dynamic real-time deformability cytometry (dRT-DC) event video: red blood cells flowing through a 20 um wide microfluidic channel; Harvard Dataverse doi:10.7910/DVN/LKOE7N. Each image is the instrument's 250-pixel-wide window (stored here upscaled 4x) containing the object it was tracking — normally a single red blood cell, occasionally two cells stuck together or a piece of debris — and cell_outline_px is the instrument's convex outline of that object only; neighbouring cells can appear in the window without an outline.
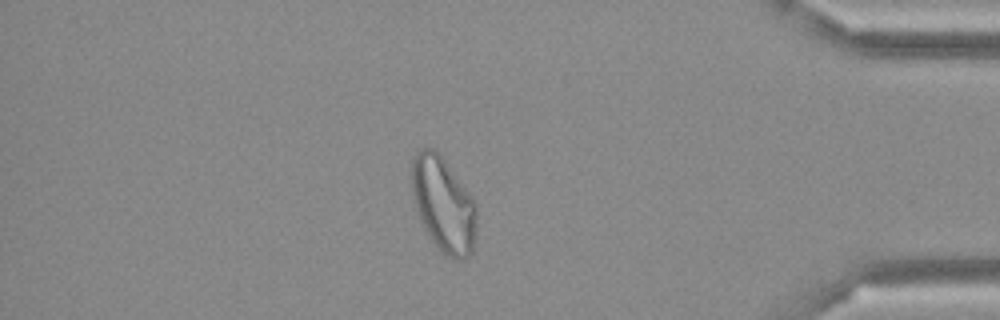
{"species": "Egyptian fruit bat (a non-hibernating species)", "species_latin": "Rousettus aegyptiacus", "temperature_condition": "cold", "stored_images_in_passage": 50, "camera_frame_rate_fps": 3000, "um_per_image_px": 0.085, "frame": {"image": 1, "passage_image": 43, "time_ms": 14.0, "image_size_px": [1000, 320], "cell_outline_px": [[476, 228], [472, 252], [464, 260], [456, 260], [448, 256], [432, 240], [424, 228], [416, 208], [412, 196], [408, 168], [412, 156], [420, 148], [432, 148], [440, 152], [468, 192], [476, 204]], "centroid_in_image_um": [37.64, 17.3], "position_along_channel_um": 397.6, "area_um2": 36.36}}